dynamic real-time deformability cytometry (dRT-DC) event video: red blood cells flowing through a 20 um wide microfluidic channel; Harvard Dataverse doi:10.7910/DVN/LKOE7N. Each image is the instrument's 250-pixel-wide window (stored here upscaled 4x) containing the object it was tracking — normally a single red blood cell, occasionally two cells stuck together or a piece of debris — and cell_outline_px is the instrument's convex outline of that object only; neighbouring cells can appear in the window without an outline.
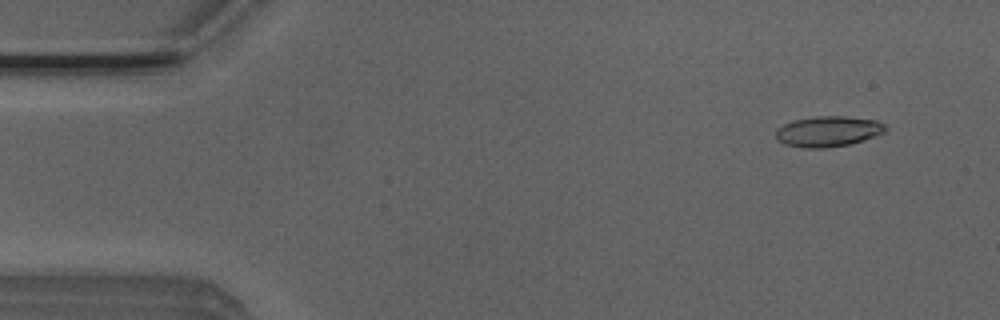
{"species": "Egyptian fruit bat (a non-hibernating species)", "species_latin": "Rousettus aegyptiacus", "temperature_condition": "room temperature", "stored_images_in_passage": 50, "camera_frame_rate_fps": 3000, "um_per_image_px": 0.085, "animal": {"sex": "male"}, "frame": {"image": 1, "passage_image": 2, "time_ms": 0.333, "image_size_px": [1000, 320], "cell_outline_px": [[888, 128], [884, 132], [876, 136], [864, 140], [848, 144], [824, 148], [804, 148], [784, 144], [776, 140], [776, 128], [792, 120], [816, 116], [844, 116], [876, 120], [884, 124]], "centroid_in_image_um": [70.37, 11.16], "position_along_channel_um": 14.6, "area_um2": 19.65}}
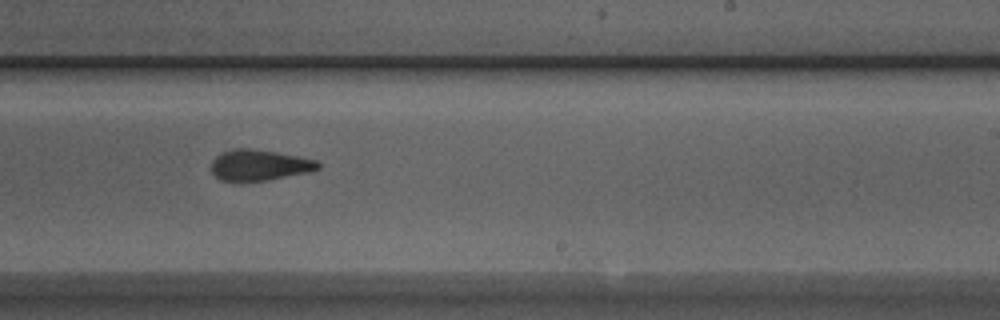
{"frame": {"image": 2, "passage_image": 29, "time_ms": 9.333, "image_size_px": [1000, 320], "cell_outline_px": [[320, 168], [308, 172], [268, 180], [220, 180], [212, 172], [212, 160], [220, 152], [236, 148], [248, 148], [276, 152], [316, 160], [320, 164]], "centroid_in_image_um": [22.03, 14.02], "position_along_channel_um": 267.0, "area_um2": 18.9}}
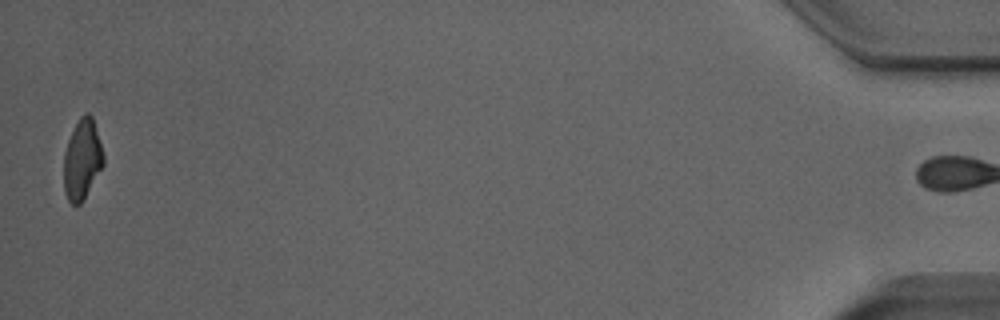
{"frame": {"image": 3, "passage_image": 49, "time_ms": 16.0, "image_size_px": [1000, 320], "cell_outline_px": [[104, 164], [84, 200], [80, 204], [72, 204], [68, 200], [64, 192], [64, 152], [68, 140], [80, 116], [84, 112], [88, 112], [92, 116], [104, 156]], "centroid_in_image_um": [6.98, 13.57], "position_along_channel_um": 428.2, "area_um2": 18.5}, "authors_computed_cell_mechanics": {"area_um2": 19.7387, "velocity_mm_per_s": 3.9334, "shape_relaxation_time_tau1_ms": 9.5904, "shape_relaxation_time_tau2_ms": 1.8023, "deformation_change_tau1": 0.278, "deformation_change_tau2": 0.0937}}